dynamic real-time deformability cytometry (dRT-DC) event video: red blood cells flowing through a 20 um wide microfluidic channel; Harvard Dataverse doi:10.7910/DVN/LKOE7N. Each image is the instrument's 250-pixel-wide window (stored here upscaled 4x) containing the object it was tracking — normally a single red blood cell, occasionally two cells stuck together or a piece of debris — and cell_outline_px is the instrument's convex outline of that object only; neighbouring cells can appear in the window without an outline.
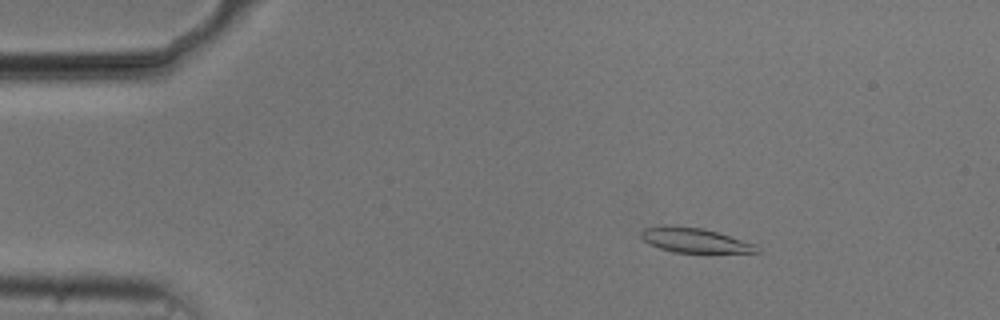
{"species": "common noctule bat (a hibernating species)", "species_latin": "Nyctalus noctula", "temperature_condition": "cold", "stored_images_in_passage": 54, "camera_frame_rate_fps": 3000, "um_per_image_px": 0.085, "animal": {"sex": "male", "body_mass_g": 20.5, "forearm_length_mm": 52.5}, "frame": {"image": 1, "passage_image": 9, "time_ms": 2.667, "image_size_px": [1000, 320], "cell_outline_px": [[760, 252], [708, 256], [676, 252], [660, 248], [648, 244], [640, 236], [640, 232], [644, 228], [664, 224], [704, 228], [756, 244], [760, 248]], "centroid_in_image_um": [59.12, 20.47], "position_along_channel_um": 25.9, "area_um2": 17.86}}
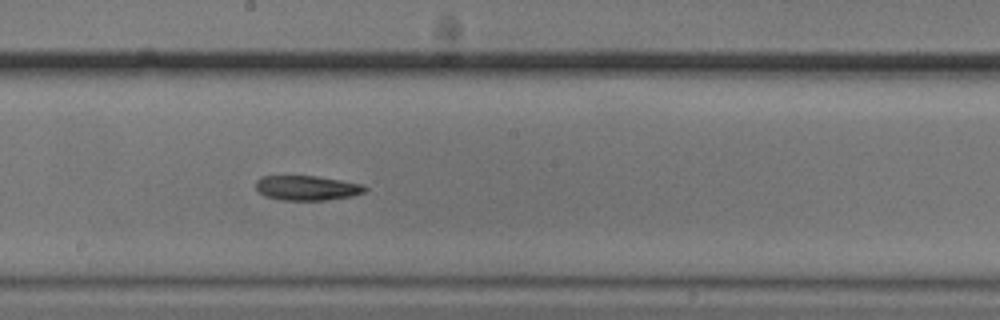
{"frame": {"image": 2, "passage_image": 30, "time_ms": 9.667, "image_size_px": [1000, 320], "cell_outline_px": [[368, 188], [364, 192], [352, 196], [328, 200], [280, 200], [264, 196], [256, 188], [256, 180], [260, 176], [316, 176], [364, 184]], "centroid_in_image_um": [26.09, 15.98], "position_along_channel_um": 222.1, "area_um2": 15.84}}
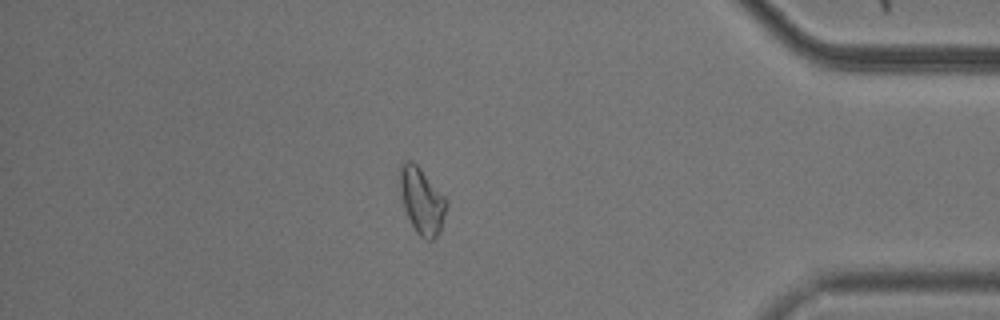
{"frame": {"image": 3, "passage_image": 47, "time_ms": 15.333, "image_size_px": [1000, 320], "cell_outline_px": [[448, 204], [440, 232], [432, 240], [424, 240], [416, 232], [404, 208], [400, 192], [400, 164], [404, 160], [412, 160], [420, 168], [444, 196]], "centroid_in_image_um": [35.85, 17.07], "position_along_channel_um": 399.3, "area_um2": 17.86}, "authors_computed_cell_mechanics": {"area_um2": 16.9354, "velocity_mm_per_s": 3.736, "shape_relaxation_time_tau1_ms": 5.7, "shape_relaxation_time_tau2_ms": null, "deformation_change_tau1": 0.1111, "deformation_change_tau2": null}}